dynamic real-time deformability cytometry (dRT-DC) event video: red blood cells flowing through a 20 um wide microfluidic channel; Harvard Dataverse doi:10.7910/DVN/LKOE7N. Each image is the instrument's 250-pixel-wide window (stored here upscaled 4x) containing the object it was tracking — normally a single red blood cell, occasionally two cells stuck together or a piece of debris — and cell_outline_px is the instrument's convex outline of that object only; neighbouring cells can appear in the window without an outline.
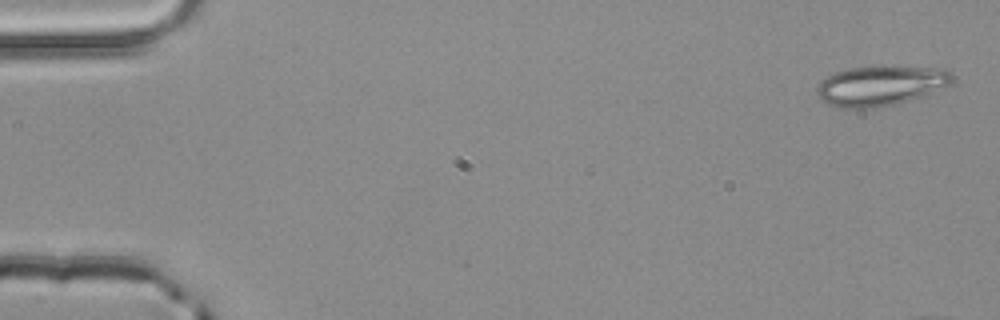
{"species": "common noctule bat (a hibernating species)", "species_latin": "Nyctalus noctula", "temperature_condition": "room temperature", "stored_images_in_passage": 5, "camera_frame_rate_fps": 3000, "um_per_image_px": 0.085, "animal": {"sex": "male", "body_mass_g": 20.4}, "frame": {"image": 1, "passage_image": 1, "time_ms": 0.0, "image_size_px": [1000, 320], "cell_outline_px": [[956, 76], [948, 84], [924, 96], [892, 104], [868, 108], [840, 108], [828, 104], [820, 100], [816, 92], [816, 88], [820, 80], [832, 72], [848, 68], [880, 64], [884, 64], [948, 68]], "centroid_in_image_um": [74.84, 7.22], "position_along_channel_um": 10.2, "area_um2": 32.54}}